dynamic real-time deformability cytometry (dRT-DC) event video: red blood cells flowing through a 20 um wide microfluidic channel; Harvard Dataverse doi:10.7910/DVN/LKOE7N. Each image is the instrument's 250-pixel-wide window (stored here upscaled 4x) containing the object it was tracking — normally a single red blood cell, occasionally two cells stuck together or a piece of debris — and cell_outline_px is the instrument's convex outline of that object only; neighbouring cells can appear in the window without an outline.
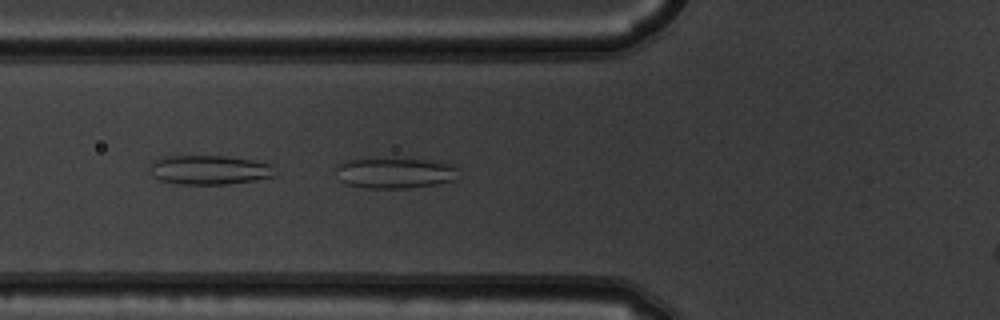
{"species": "common noctule bat (a hibernating species)", "species_latin": "Nyctalus noctula", "temperature_condition": "warm", "stored_images_in_passage": 6, "camera_frame_rate_fps": 3000, "um_per_image_px": 0.085, "animal": {"sex": "male", "body_mass_g": 19.5, "forearm_length_mm": 54.6}, "frame": {"image": 1, "passage_image": 5, "time_ms": 1.333, "image_size_px": [1000, 320], "cell_outline_px": [[456, 180], [436, 184], [408, 188], [364, 188], [348, 184], [340, 180], [336, 168], [336, 164], [348, 160], [368, 156], [428, 160], [456, 164]], "centroid_in_image_um": [33.54, 14.66], "position_along_channel_um": 92.3, "area_um2": 22.6}}